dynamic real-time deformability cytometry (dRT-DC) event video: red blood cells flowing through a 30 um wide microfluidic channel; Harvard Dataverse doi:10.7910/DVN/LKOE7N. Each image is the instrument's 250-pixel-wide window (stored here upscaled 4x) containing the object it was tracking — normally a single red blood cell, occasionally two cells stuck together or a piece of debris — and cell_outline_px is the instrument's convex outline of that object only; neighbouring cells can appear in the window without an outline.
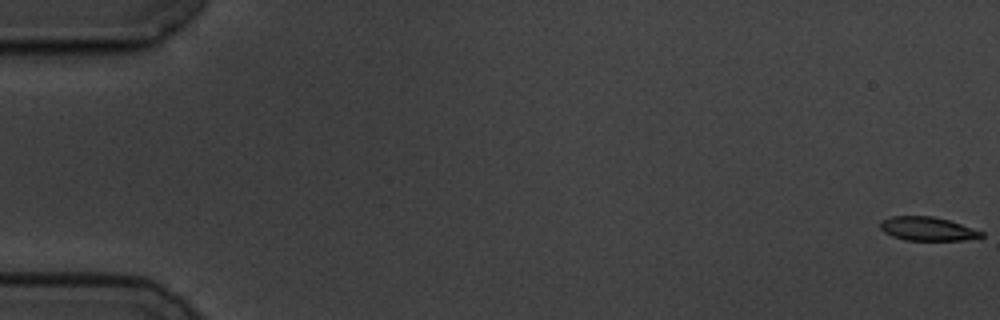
{"species": "common noctule bat (a hibernating species)", "species_latin": "Nyctalus noctula", "temperature_condition": "cold", "stored_images_in_passage": 58, "camera_frame_rate_fps": 3000, "um_per_image_px": 0.085, "animal": {"sex": "male", "body_mass_g": 19.5, "forearm_length_mm": 54.6}, "frame": {"image": 1, "passage_image": 1, "time_ms": 0.0, "image_size_px": [1000, 320], "cell_outline_px": [[984, 236], [964, 240], [904, 240], [892, 236], [884, 232], [880, 228], [880, 220], [892, 216], [932, 216], [948, 220], [984, 232]], "centroid_in_image_um": [78.8, 19.45], "position_along_channel_um": 6.2, "area_um2": 13.93}}
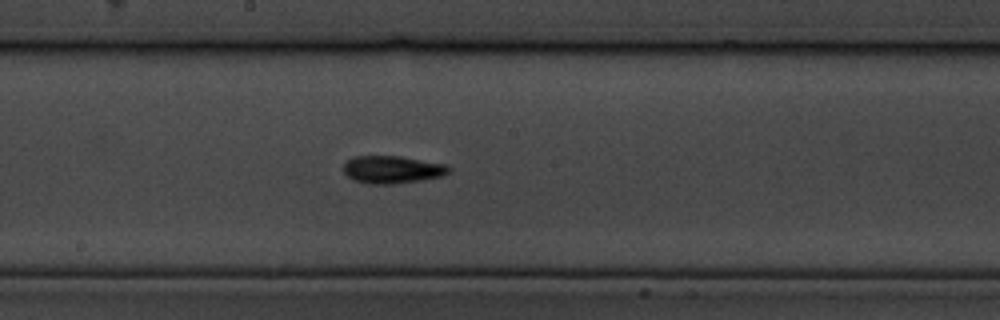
{"frame": {"image": 2, "passage_image": 32, "time_ms": 10.333, "image_size_px": [1000, 320], "cell_outline_px": [[452, 168], [444, 176], [420, 180], [392, 184], [368, 184], [352, 180], [344, 172], [344, 164], [348, 160], [356, 156], [400, 156], [448, 164]], "centroid_in_image_um": [33.37, 14.41], "position_along_channel_um": 214.8, "area_um2": 17.05}}
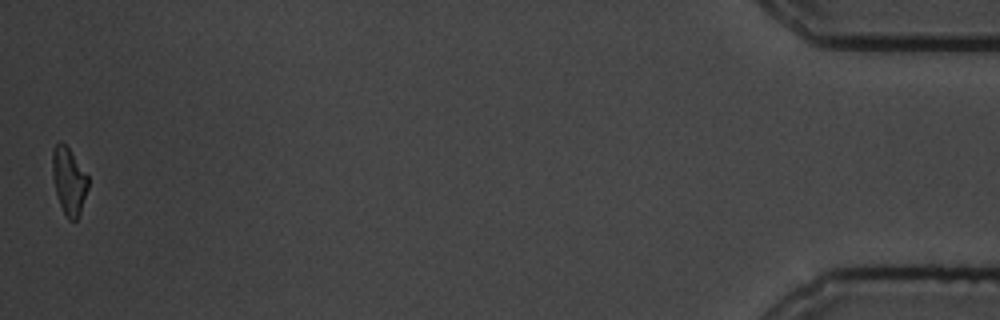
{"frame": {"image": 3, "passage_image": 58, "time_ms": 19.0, "image_size_px": [1000, 320], "cell_outline_px": [[88, 188], [80, 212], [76, 220], [68, 220], [60, 204], [56, 192], [52, 176], [52, 148], [60, 140], [68, 148], [88, 176]], "centroid_in_image_um": [5.84, 15.36], "position_along_channel_um": 429.4, "area_um2": 13.76}, "authors_computed_cell_mechanics": {"area_um2": 15.3459, "velocity_mm_per_s": 3.5099, "shape_relaxation_time_tau1_ms": 2.7802, "shape_relaxation_time_tau2_ms": null, "deformation_change_tau1": 0.1417, "deformation_change_tau2": null}}